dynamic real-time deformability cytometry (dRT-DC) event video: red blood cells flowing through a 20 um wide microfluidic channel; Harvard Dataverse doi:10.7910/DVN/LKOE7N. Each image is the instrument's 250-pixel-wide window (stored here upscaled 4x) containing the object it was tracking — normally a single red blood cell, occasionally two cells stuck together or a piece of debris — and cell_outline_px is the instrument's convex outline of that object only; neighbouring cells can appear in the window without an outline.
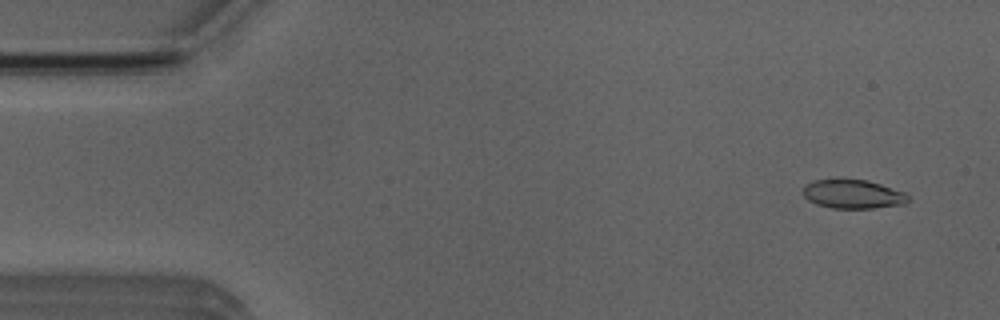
{"species": "Egyptian fruit bat (a non-hibernating species)", "species_latin": "Rousettus aegyptiacus", "temperature_condition": "room temperature", "stored_images_in_passage": 4, "camera_frame_rate_fps": 3000, "um_per_image_px": 0.085, "animal": {"sex": "male"}, "frame": {"image": 1, "passage_image": 1, "time_ms": 0.0, "image_size_px": [1000, 320], "cell_outline_px": [[908, 200], [904, 204], [872, 208], [832, 208], [816, 204], [808, 200], [804, 196], [804, 184], [812, 180], [868, 180], [904, 192], [908, 196]], "centroid_in_image_um": [72.47, 16.5], "position_along_channel_um": 12.5, "area_um2": 17.46}}